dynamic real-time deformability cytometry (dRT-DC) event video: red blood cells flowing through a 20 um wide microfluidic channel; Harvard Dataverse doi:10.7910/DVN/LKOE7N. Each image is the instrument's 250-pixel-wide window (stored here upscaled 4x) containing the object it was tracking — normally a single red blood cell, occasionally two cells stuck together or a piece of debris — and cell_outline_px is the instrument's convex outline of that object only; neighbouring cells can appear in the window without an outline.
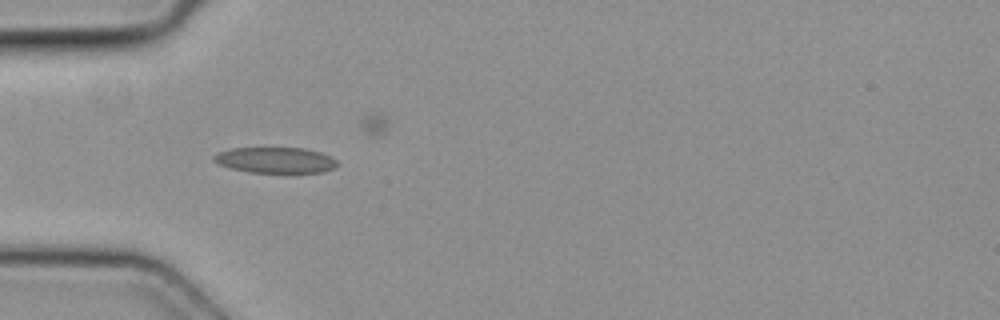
{"species": "common noctule bat (a hibernating species)", "species_latin": "Nyctalus noctula", "temperature_condition": "cold", "stored_images_in_passage": 6, "camera_frame_rate_fps": 3000, "um_per_image_px": 0.085, "animal": {"sex": "female", "body_mass_g": 19.3, "forearm_length_mm": 54.1}, "frame": {"image": 1, "passage_image": 4, "time_ms": 1.0, "image_size_px": [1000, 320], "cell_outline_px": [[340, 164], [336, 168], [324, 172], [296, 176], [288, 176], [248, 172], [232, 168], [220, 164], [212, 160], [212, 156], [220, 152], [232, 148], [304, 148], [320, 152], [336, 160]], "centroid_in_image_um": [23.51, 13.68], "position_along_channel_um": 61.5, "area_um2": 19.65}}
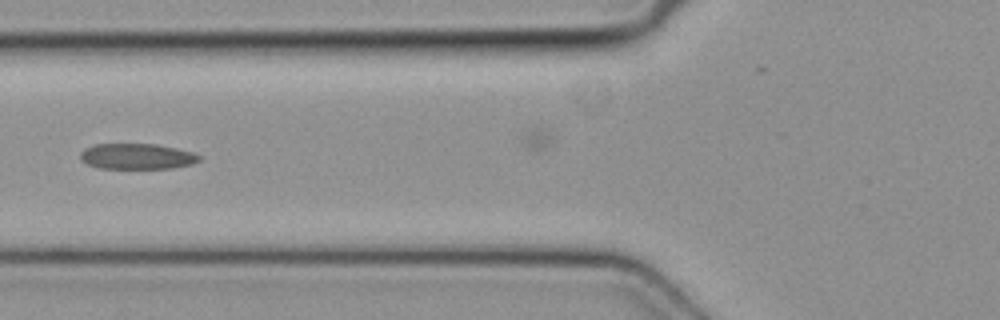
{"frame": {"image": 2, "passage_image": 5, "time_ms": 1.333, "image_size_px": [1000, 320], "cell_outline_px": [[200, 160], [192, 164], [172, 168], [96, 168], [80, 160], [80, 152], [84, 148], [96, 144], [156, 144], [176, 148], [192, 152], [200, 156]], "centroid_in_image_um": [11.61, 13.29], "position_along_channel_um": 114.2, "area_um2": 17.8}}
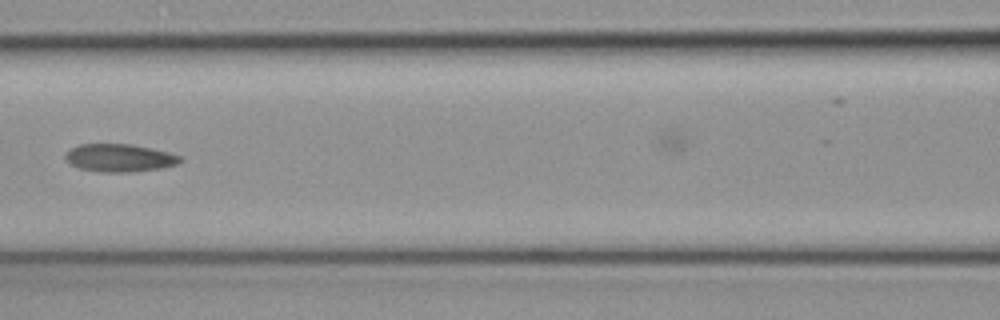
{"frame": {"image": 3, "passage_image": 6, "time_ms": 1.667, "image_size_px": [1000, 320], "cell_outline_px": [[184, 160], [180, 164], [164, 168], [132, 172], [100, 172], [80, 168], [64, 160], [64, 156], [72, 148], [80, 144], [132, 144], [152, 148], [168, 152], [180, 156]], "centroid_in_image_um": [10.22, 13.43], "position_along_channel_um": 156.4, "area_um2": 18.79}}